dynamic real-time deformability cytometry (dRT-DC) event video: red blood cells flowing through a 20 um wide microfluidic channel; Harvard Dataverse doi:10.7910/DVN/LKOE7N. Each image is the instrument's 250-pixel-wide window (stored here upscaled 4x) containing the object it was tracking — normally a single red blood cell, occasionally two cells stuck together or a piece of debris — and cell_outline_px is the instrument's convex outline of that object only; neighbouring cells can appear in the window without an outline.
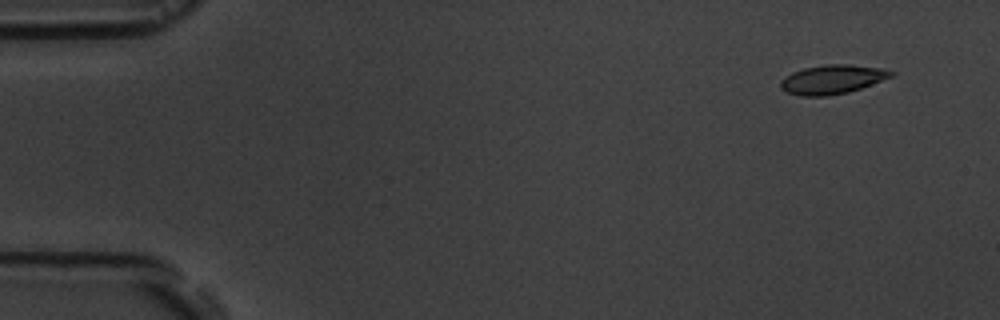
{"species": "common noctule bat (a hibernating species)", "species_latin": "Nyctalus noctula", "temperature_condition": "room temperature", "stored_images_in_passage": 16, "camera_frame_rate_fps": 3000, "um_per_image_px": 0.085, "animal": {"sex": "male", "body_mass_g": 19.5, "forearm_length_mm": 54.6}, "frame": {"image": 1, "passage_image": 1, "time_ms": 0.0, "image_size_px": [1000, 320], "cell_outline_px": [[896, 72], [892, 76], [872, 84], [848, 92], [828, 96], [800, 96], [788, 92], [780, 88], [780, 80], [784, 76], [792, 72], [804, 68], [824, 64], [848, 64], [880, 68]], "centroid_in_image_um": [70.7, 6.75], "position_along_channel_um": 14.3, "area_um2": 18.73}}
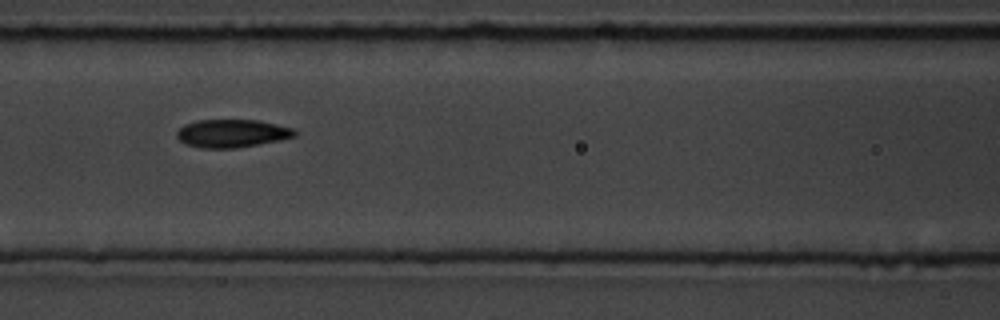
{"frame": {"image": 2, "passage_image": 7, "time_ms": 6.667, "image_size_px": [1000, 320], "cell_outline_px": [[296, 136], [280, 140], [236, 148], [200, 148], [184, 144], [176, 136], [176, 132], [184, 124], [196, 120], [260, 120], [292, 128], [296, 132]], "centroid_in_image_um": [19.68, 11.34], "position_along_channel_um": 146.9, "area_um2": 19.31}}
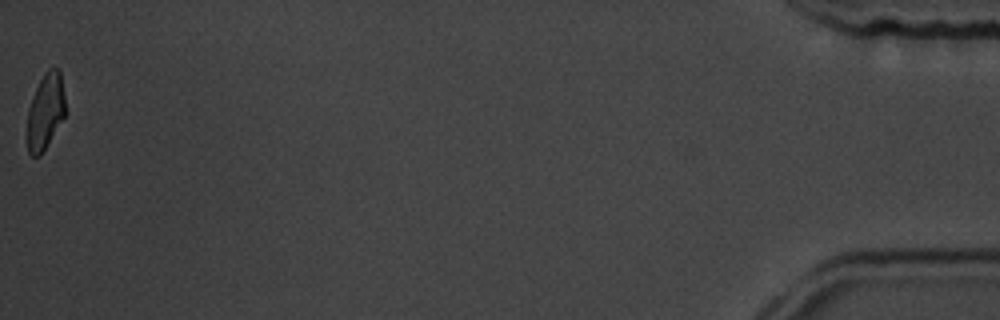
{"frame": {"image": 3, "passage_image": 16, "time_ms": 17.0, "image_size_px": [1000, 320], "cell_outline_px": [[68, 112], [40, 156], [32, 156], [28, 152], [24, 140], [24, 136], [28, 108], [36, 88], [44, 72], [48, 68], [60, 68]], "centroid_in_image_um": [3.85, 9.5], "position_along_channel_um": 431.4, "area_um2": 17.86}, "authors_computed_cell_mechanics": {"area_um2": 18.8428, "velocity_mm_per_s": 3.7209, "shape_relaxation_time_tau1_ms": 6.0062, "shape_relaxation_time_tau2_ms": 2.4491, "deformation_change_tau1": 0.1153, "deformation_change_tau2": 0.0623}}